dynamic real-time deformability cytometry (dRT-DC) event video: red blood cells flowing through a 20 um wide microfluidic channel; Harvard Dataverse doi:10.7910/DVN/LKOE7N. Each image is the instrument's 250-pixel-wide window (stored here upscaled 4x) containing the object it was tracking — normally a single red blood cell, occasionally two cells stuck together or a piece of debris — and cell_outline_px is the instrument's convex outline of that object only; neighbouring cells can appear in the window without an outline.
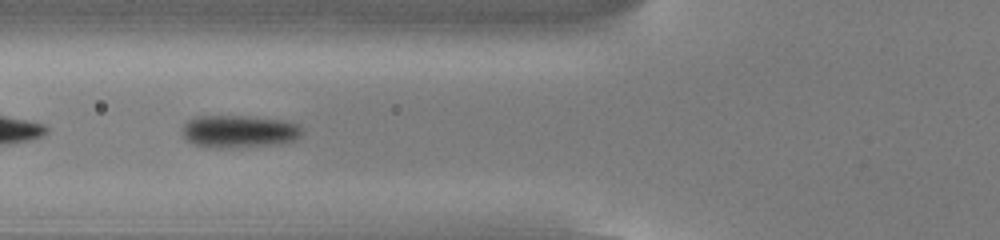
{"species": "common noctule bat (a hibernating species)", "species_latin": "Nyctalus noctula", "temperature_condition": "cold", "stored_images_in_passage": 38, "camera_frame_rate_fps": 3000, "um_per_image_px": 0.085, "animal": {"sex": "male", "body_mass_g": 13.0, "forearm_length_mm": 53.1}, "frame": {"image": 1, "passage_image": 5, "time_ms": 1.333, "image_size_px": [1000, 240], "cell_outline_px": [[304, 132], [296, 140], [280, 144], [220, 148], [208, 148], [192, 144], [184, 136], [184, 124], [188, 120], [196, 116], [244, 116], [280, 120], [300, 124]], "centroid_in_image_um": [20.35, 11.18], "position_along_channel_um": 105.4, "area_um2": 22.77}}
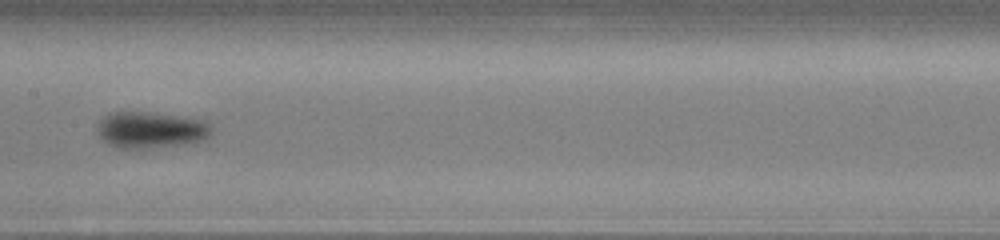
{"frame": {"image": 2, "passage_image": 12, "time_ms": 3.667, "image_size_px": [1000, 240], "cell_outline_px": [[212, 132], [204, 140], [184, 144], [144, 148], [120, 148], [104, 140], [100, 136], [96, 128], [100, 120], [108, 112], [148, 112], [184, 116], [204, 120], [212, 128]], "centroid_in_image_um": [12.83, 11.02], "position_along_channel_um": 194.6, "area_um2": 24.16}}
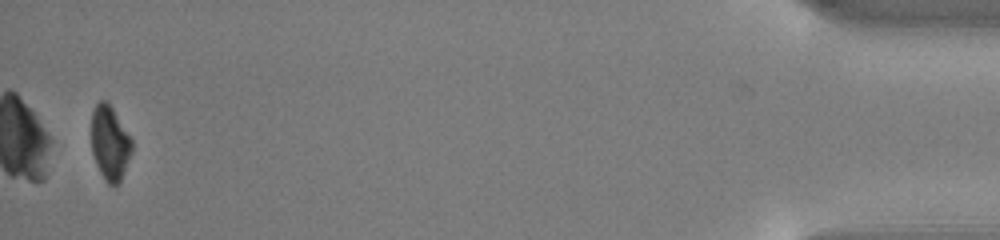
{"frame": {"image": 3, "passage_image": 37, "time_ms": 12.0, "image_size_px": [1000, 240], "cell_outline_px": [[132, 152], [120, 184], [108, 184], [104, 180], [96, 164], [92, 152], [92, 112], [96, 104], [100, 100], [108, 100], [132, 140]], "centroid_in_image_um": [9.35, 12.16], "position_along_channel_um": 425.9, "area_um2": 17.63}, "authors_computed_cell_mechanics": {"area_um2": 22.1663, "velocity_mm_per_s": 3.8105, "shape_relaxation_time_tau1_ms": 2.1975, "shape_relaxation_time_tau2_ms": null, "deformation_change_tau1": 0.0795, "deformation_change_tau2": null}}